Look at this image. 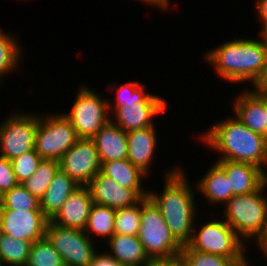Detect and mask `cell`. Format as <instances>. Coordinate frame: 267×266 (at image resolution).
Wrapping results in <instances>:
<instances>
[{
    "instance_id": "cell-1",
    "label": "cell",
    "mask_w": 267,
    "mask_h": 266,
    "mask_svg": "<svg viewBox=\"0 0 267 266\" xmlns=\"http://www.w3.org/2000/svg\"><path fill=\"white\" fill-rule=\"evenodd\" d=\"M184 172L178 166L173 167L165 172L162 193L148 192V197L159 208L171 234L182 246L190 241L199 214H195V192Z\"/></svg>"
},
{
    "instance_id": "cell-2",
    "label": "cell",
    "mask_w": 267,
    "mask_h": 266,
    "mask_svg": "<svg viewBox=\"0 0 267 266\" xmlns=\"http://www.w3.org/2000/svg\"><path fill=\"white\" fill-rule=\"evenodd\" d=\"M214 123L200 134L199 140L217 154L220 152L217 159L249 163L267 174L266 137L251 131L235 116Z\"/></svg>"
},
{
    "instance_id": "cell-3",
    "label": "cell",
    "mask_w": 267,
    "mask_h": 266,
    "mask_svg": "<svg viewBox=\"0 0 267 266\" xmlns=\"http://www.w3.org/2000/svg\"><path fill=\"white\" fill-rule=\"evenodd\" d=\"M203 57L206 63L214 67L217 75L227 82L251 81L253 84L265 66L267 47L263 39L234 37L210 49Z\"/></svg>"
},
{
    "instance_id": "cell-4",
    "label": "cell",
    "mask_w": 267,
    "mask_h": 266,
    "mask_svg": "<svg viewBox=\"0 0 267 266\" xmlns=\"http://www.w3.org/2000/svg\"><path fill=\"white\" fill-rule=\"evenodd\" d=\"M266 187L267 182L259 190L235 195L224 204L223 219L245 243L255 240L267 224Z\"/></svg>"
},
{
    "instance_id": "cell-5",
    "label": "cell",
    "mask_w": 267,
    "mask_h": 266,
    "mask_svg": "<svg viewBox=\"0 0 267 266\" xmlns=\"http://www.w3.org/2000/svg\"><path fill=\"white\" fill-rule=\"evenodd\" d=\"M200 227L193 230L190 241L182 249L221 255L236 263H247L245 242L224 219H211Z\"/></svg>"
},
{
    "instance_id": "cell-6",
    "label": "cell",
    "mask_w": 267,
    "mask_h": 266,
    "mask_svg": "<svg viewBox=\"0 0 267 266\" xmlns=\"http://www.w3.org/2000/svg\"><path fill=\"white\" fill-rule=\"evenodd\" d=\"M138 238L150 259L177 255L183 247L171 234L159 208L149 197L142 199Z\"/></svg>"
},
{
    "instance_id": "cell-7",
    "label": "cell",
    "mask_w": 267,
    "mask_h": 266,
    "mask_svg": "<svg viewBox=\"0 0 267 266\" xmlns=\"http://www.w3.org/2000/svg\"><path fill=\"white\" fill-rule=\"evenodd\" d=\"M70 112L63 113L75 129L78 138L92 139L97 132L110 120L109 99L80 85Z\"/></svg>"
},
{
    "instance_id": "cell-8",
    "label": "cell",
    "mask_w": 267,
    "mask_h": 266,
    "mask_svg": "<svg viewBox=\"0 0 267 266\" xmlns=\"http://www.w3.org/2000/svg\"><path fill=\"white\" fill-rule=\"evenodd\" d=\"M55 114V115H54ZM38 115L35 151L42 159L59 161L78 139L72 123L63 113Z\"/></svg>"
},
{
    "instance_id": "cell-9",
    "label": "cell",
    "mask_w": 267,
    "mask_h": 266,
    "mask_svg": "<svg viewBox=\"0 0 267 266\" xmlns=\"http://www.w3.org/2000/svg\"><path fill=\"white\" fill-rule=\"evenodd\" d=\"M10 115L0 121V156L8 160L34 149L38 128L35 113L13 111Z\"/></svg>"
},
{
    "instance_id": "cell-10",
    "label": "cell",
    "mask_w": 267,
    "mask_h": 266,
    "mask_svg": "<svg viewBox=\"0 0 267 266\" xmlns=\"http://www.w3.org/2000/svg\"><path fill=\"white\" fill-rule=\"evenodd\" d=\"M45 237L60 254L65 266H88L96 251L84 230L66 228L48 221Z\"/></svg>"
},
{
    "instance_id": "cell-11",
    "label": "cell",
    "mask_w": 267,
    "mask_h": 266,
    "mask_svg": "<svg viewBox=\"0 0 267 266\" xmlns=\"http://www.w3.org/2000/svg\"><path fill=\"white\" fill-rule=\"evenodd\" d=\"M100 168L98 151L92 139L78 138L59 160V169L78 185L87 186Z\"/></svg>"
},
{
    "instance_id": "cell-12",
    "label": "cell",
    "mask_w": 267,
    "mask_h": 266,
    "mask_svg": "<svg viewBox=\"0 0 267 266\" xmlns=\"http://www.w3.org/2000/svg\"><path fill=\"white\" fill-rule=\"evenodd\" d=\"M2 234L31 244L45 237L49 219L42 211H14L0 209Z\"/></svg>"
},
{
    "instance_id": "cell-13",
    "label": "cell",
    "mask_w": 267,
    "mask_h": 266,
    "mask_svg": "<svg viewBox=\"0 0 267 266\" xmlns=\"http://www.w3.org/2000/svg\"><path fill=\"white\" fill-rule=\"evenodd\" d=\"M94 204L113 209L134 206L148 197V190H131L99 172L87 185Z\"/></svg>"
},
{
    "instance_id": "cell-14",
    "label": "cell",
    "mask_w": 267,
    "mask_h": 266,
    "mask_svg": "<svg viewBox=\"0 0 267 266\" xmlns=\"http://www.w3.org/2000/svg\"><path fill=\"white\" fill-rule=\"evenodd\" d=\"M167 102H138L116 108L110 120L123 131L130 132L155 126V116L165 112ZM113 118V119H112ZM115 118V119H114ZM114 120V121H113Z\"/></svg>"
},
{
    "instance_id": "cell-15",
    "label": "cell",
    "mask_w": 267,
    "mask_h": 266,
    "mask_svg": "<svg viewBox=\"0 0 267 266\" xmlns=\"http://www.w3.org/2000/svg\"><path fill=\"white\" fill-rule=\"evenodd\" d=\"M215 163L225 172L234 196L255 192L267 182V174L255 165L222 159Z\"/></svg>"
},
{
    "instance_id": "cell-16",
    "label": "cell",
    "mask_w": 267,
    "mask_h": 266,
    "mask_svg": "<svg viewBox=\"0 0 267 266\" xmlns=\"http://www.w3.org/2000/svg\"><path fill=\"white\" fill-rule=\"evenodd\" d=\"M93 204L88 187L79 185L50 221L62 227L84 230Z\"/></svg>"
},
{
    "instance_id": "cell-17",
    "label": "cell",
    "mask_w": 267,
    "mask_h": 266,
    "mask_svg": "<svg viewBox=\"0 0 267 266\" xmlns=\"http://www.w3.org/2000/svg\"><path fill=\"white\" fill-rule=\"evenodd\" d=\"M235 99V103L233 102L235 117L251 131L267 138L265 95L256 94L249 88L240 91Z\"/></svg>"
},
{
    "instance_id": "cell-18",
    "label": "cell",
    "mask_w": 267,
    "mask_h": 266,
    "mask_svg": "<svg viewBox=\"0 0 267 266\" xmlns=\"http://www.w3.org/2000/svg\"><path fill=\"white\" fill-rule=\"evenodd\" d=\"M156 126L127 132V160L140 169L147 176L151 162L155 157L157 139Z\"/></svg>"
},
{
    "instance_id": "cell-19",
    "label": "cell",
    "mask_w": 267,
    "mask_h": 266,
    "mask_svg": "<svg viewBox=\"0 0 267 266\" xmlns=\"http://www.w3.org/2000/svg\"><path fill=\"white\" fill-rule=\"evenodd\" d=\"M101 163L127 159V133L109 120L92 138Z\"/></svg>"
},
{
    "instance_id": "cell-20",
    "label": "cell",
    "mask_w": 267,
    "mask_h": 266,
    "mask_svg": "<svg viewBox=\"0 0 267 266\" xmlns=\"http://www.w3.org/2000/svg\"><path fill=\"white\" fill-rule=\"evenodd\" d=\"M107 251L117 262L131 264L134 266H147L150 262L149 256L138 236L114 234L108 241ZM112 252V253H111Z\"/></svg>"
},
{
    "instance_id": "cell-21",
    "label": "cell",
    "mask_w": 267,
    "mask_h": 266,
    "mask_svg": "<svg viewBox=\"0 0 267 266\" xmlns=\"http://www.w3.org/2000/svg\"><path fill=\"white\" fill-rule=\"evenodd\" d=\"M209 168L195 184L198 189L197 192H200V195L202 194L211 205L225 204L234 196L229 180L216 163H212Z\"/></svg>"
},
{
    "instance_id": "cell-22",
    "label": "cell",
    "mask_w": 267,
    "mask_h": 266,
    "mask_svg": "<svg viewBox=\"0 0 267 266\" xmlns=\"http://www.w3.org/2000/svg\"><path fill=\"white\" fill-rule=\"evenodd\" d=\"M78 186L70 176L59 169L40 199V209L44 215L51 220L66 202L68 195Z\"/></svg>"
},
{
    "instance_id": "cell-23",
    "label": "cell",
    "mask_w": 267,
    "mask_h": 266,
    "mask_svg": "<svg viewBox=\"0 0 267 266\" xmlns=\"http://www.w3.org/2000/svg\"><path fill=\"white\" fill-rule=\"evenodd\" d=\"M100 172L122 187L131 190H147L143 188L142 180L148 179V176L127 159L101 163Z\"/></svg>"
},
{
    "instance_id": "cell-24",
    "label": "cell",
    "mask_w": 267,
    "mask_h": 266,
    "mask_svg": "<svg viewBox=\"0 0 267 266\" xmlns=\"http://www.w3.org/2000/svg\"><path fill=\"white\" fill-rule=\"evenodd\" d=\"M5 32L0 28V79L3 81V76L14 71H20V62L22 61L23 49L21 41L16 38V35ZM20 67V68H18Z\"/></svg>"
},
{
    "instance_id": "cell-25",
    "label": "cell",
    "mask_w": 267,
    "mask_h": 266,
    "mask_svg": "<svg viewBox=\"0 0 267 266\" xmlns=\"http://www.w3.org/2000/svg\"><path fill=\"white\" fill-rule=\"evenodd\" d=\"M145 84L142 85L141 82L138 81H130L126 82L122 85L117 86L116 89H112L115 91L116 99L113 104L112 101H108L109 113L113 112L116 108L121 106H127L130 103H138V102H166V99L160 97L159 95H154L152 93L146 92ZM111 102V103H110ZM113 108V109H112Z\"/></svg>"
},
{
    "instance_id": "cell-26",
    "label": "cell",
    "mask_w": 267,
    "mask_h": 266,
    "mask_svg": "<svg viewBox=\"0 0 267 266\" xmlns=\"http://www.w3.org/2000/svg\"><path fill=\"white\" fill-rule=\"evenodd\" d=\"M115 212L109 206L93 204L87 224L84 228L85 233L89 236H103L106 237L107 241L114 235L115 225Z\"/></svg>"
},
{
    "instance_id": "cell-27",
    "label": "cell",
    "mask_w": 267,
    "mask_h": 266,
    "mask_svg": "<svg viewBox=\"0 0 267 266\" xmlns=\"http://www.w3.org/2000/svg\"><path fill=\"white\" fill-rule=\"evenodd\" d=\"M31 243L12 236H0L1 266H24L28 263ZM5 264V265H4Z\"/></svg>"
},
{
    "instance_id": "cell-28",
    "label": "cell",
    "mask_w": 267,
    "mask_h": 266,
    "mask_svg": "<svg viewBox=\"0 0 267 266\" xmlns=\"http://www.w3.org/2000/svg\"><path fill=\"white\" fill-rule=\"evenodd\" d=\"M59 170V161L42 159L34 174L21 183L39 201Z\"/></svg>"
},
{
    "instance_id": "cell-29",
    "label": "cell",
    "mask_w": 267,
    "mask_h": 266,
    "mask_svg": "<svg viewBox=\"0 0 267 266\" xmlns=\"http://www.w3.org/2000/svg\"><path fill=\"white\" fill-rule=\"evenodd\" d=\"M0 209L14 211H42L40 201L21 183L2 195Z\"/></svg>"
},
{
    "instance_id": "cell-30",
    "label": "cell",
    "mask_w": 267,
    "mask_h": 266,
    "mask_svg": "<svg viewBox=\"0 0 267 266\" xmlns=\"http://www.w3.org/2000/svg\"><path fill=\"white\" fill-rule=\"evenodd\" d=\"M27 266H65L62 257L46 237L31 244Z\"/></svg>"
},
{
    "instance_id": "cell-31",
    "label": "cell",
    "mask_w": 267,
    "mask_h": 266,
    "mask_svg": "<svg viewBox=\"0 0 267 266\" xmlns=\"http://www.w3.org/2000/svg\"><path fill=\"white\" fill-rule=\"evenodd\" d=\"M142 200L134 206L116 209L114 234L138 236L141 225Z\"/></svg>"
},
{
    "instance_id": "cell-32",
    "label": "cell",
    "mask_w": 267,
    "mask_h": 266,
    "mask_svg": "<svg viewBox=\"0 0 267 266\" xmlns=\"http://www.w3.org/2000/svg\"><path fill=\"white\" fill-rule=\"evenodd\" d=\"M181 255L185 266H245L246 263H236L234 260L221 255L182 249Z\"/></svg>"
},
{
    "instance_id": "cell-33",
    "label": "cell",
    "mask_w": 267,
    "mask_h": 266,
    "mask_svg": "<svg viewBox=\"0 0 267 266\" xmlns=\"http://www.w3.org/2000/svg\"><path fill=\"white\" fill-rule=\"evenodd\" d=\"M42 157L35 149L20 155L11 160L13 171L19 183H23L30 178L36 171Z\"/></svg>"
},
{
    "instance_id": "cell-34",
    "label": "cell",
    "mask_w": 267,
    "mask_h": 266,
    "mask_svg": "<svg viewBox=\"0 0 267 266\" xmlns=\"http://www.w3.org/2000/svg\"><path fill=\"white\" fill-rule=\"evenodd\" d=\"M11 160L0 156V192L4 193L18 185Z\"/></svg>"
},
{
    "instance_id": "cell-35",
    "label": "cell",
    "mask_w": 267,
    "mask_h": 266,
    "mask_svg": "<svg viewBox=\"0 0 267 266\" xmlns=\"http://www.w3.org/2000/svg\"><path fill=\"white\" fill-rule=\"evenodd\" d=\"M147 266H185L181 253L162 258H151Z\"/></svg>"
},
{
    "instance_id": "cell-36",
    "label": "cell",
    "mask_w": 267,
    "mask_h": 266,
    "mask_svg": "<svg viewBox=\"0 0 267 266\" xmlns=\"http://www.w3.org/2000/svg\"><path fill=\"white\" fill-rule=\"evenodd\" d=\"M117 261L106 251H97L88 266H114Z\"/></svg>"
},
{
    "instance_id": "cell-37",
    "label": "cell",
    "mask_w": 267,
    "mask_h": 266,
    "mask_svg": "<svg viewBox=\"0 0 267 266\" xmlns=\"http://www.w3.org/2000/svg\"><path fill=\"white\" fill-rule=\"evenodd\" d=\"M252 86H254V89L251 90L254 93L267 95V60L260 76L256 79Z\"/></svg>"
},
{
    "instance_id": "cell-38",
    "label": "cell",
    "mask_w": 267,
    "mask_h": 266,
    "mask_svg": "<svg viewBox=\"0 0 267 266\" xmlns=\"http://www.w3.org/2000/svg\"><path fill=\"white\" fill-rule=\"evenodd\" d=\"M255 8L257 16L260 18L262 28L261 30L267 25V0H256Z\"/></svg>"
},
{
    "instance_id": "cell-39",
    "label": "cell",
    "mask_w": 267,
    "mask_h": 266,
    "mask_svg": "<svg viewBox=\"0 0 267 266\" xmlns=\"http://www.w3.org/2000/svg\"><path fill=\"white\" fill-rule=\"evenodd\" d=\"M253 241L255 244L257 243L256 245L258 246V248H260L259 250L262 251H260V253L264 254L263 257H265L267 261V224L262 230L261 234Z\"/></svg>"
},
{
    "instance_id": "cell-40",
    "label": "cell",
    "mask_w": 267,
    "mask_h": 266,
    "mask_svg": "<svg viewBox=\"0 0 267 266\" xmlns=\"http://www.w3.org/2000/svg\"><path fill=\"white\" fill-rule=\"evenodd\" d=\"M139 1L142 3L144 2L143 4L146 3V6L147 5L149 6L151 5V7L155 6L157 8H160V10H165V9L169 10L168 7H170L169 6L170 0H139Z\"/></svg>"
},
{
    "instance_id": "cell-41",
    "label": "cell",
    "mask_w": 267,
    "mask_h": 266,
    "mask_svg": "<svg viewBox=\"0 0 267 266\" xmlns=\"http://www.w3.org/2000/svg\"><path fill=\"white\" fill-rule=\"evenodd\" d=\"M260 31H261L260 32L261 35L259 37L264 40L265 45L267 47V25L262 30H260Z\"/></svg>"
},
{
    "instance_id": "cell-42",
    "label": "cell",
    "mask_w": 267,
    "mask_h": 266,
    "mask_svg": "<svg viewBox=\"0 0 267 266\" xmlns=\"http://www.w3.org/2000/svg\"><path fill=\"white\" fill-rule=\"evenodd\" d=\"M114 266H134V265L126 264V263H122V262H117Z\"/></svg>"
},
{
    "instance_id": "cell-43",
    "label": "cell",
    "mask_w": 267,
    "mask_h": 266,
    "mask_svg": "<svg viewBox=\"0 0 267 266\" xmlns=\"http://www.w3.org/2000/svg\"><path fill=\"white\" fill-rule=\"evenodd\" d=\"M265 111H266V115H267V95H265Z\"/></svg>"
},
{
    "instance_id": "cell-44",
    "label": "cell",
    "mask_w": 267,
    "mask_h": 266,
    "mask_svg": "<svg viewBox=\"0 0 267 266\" xmlns=\"http://www.w3.org/2000/svg\"><path fill=\"white\" fill-rule=\"evenodd\" d=\"M2 235V227H1V220H0V236Z\"/></svg>"
},
{
    "instance_id": "cell-45",
    "label": "cell",
    "mask_w": 267,
    "mask_h": 266,
    "mask_svg": "<svg viewBox=\"0 0 267 266\" xmlns=\"http://www.w3.org/2000/svg\"><path fill=\"white\" fill-rule=\"evenodd\" d=\"M1 200H2V194H1V192H0V204H1Z\"/></svg>"
},
{
    "instance_id": "cell-46",
    "label": "cell",
    "mask_w": 267,
    "mask_h": 266,
    "mask_svg": "<svg viewBox=\"0 0 267 266\" xmlns=\"http://www.w3.org/2000/svg\"><path fill=\"white\" fill-rule=\"evenodd\" d=\"M249 265H251V264H249V261H247V263H246V265H245V266H249Z\"/></svg>"
}]
</instances>
